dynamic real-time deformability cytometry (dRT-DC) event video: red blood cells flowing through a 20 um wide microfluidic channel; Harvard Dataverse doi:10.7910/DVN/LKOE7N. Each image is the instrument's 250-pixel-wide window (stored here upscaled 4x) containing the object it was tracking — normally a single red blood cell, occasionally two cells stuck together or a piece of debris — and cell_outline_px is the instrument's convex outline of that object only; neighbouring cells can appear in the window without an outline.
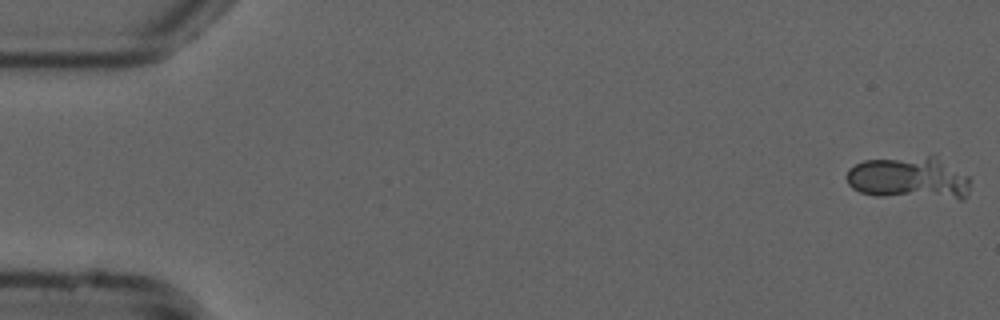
{"species": "common noctule bat (a hibernating species)", "species_latin": "Nyctalus noctula", "temperature_condition": "cold", "stored_images_in_passage": 11, "camera_frame_rate_fps": 3000, "um_per_image_px": 0.085, "animal": {"sex": "male", "forearm_length_mm": 52.5}, "frame": {"image": 1, "passage_image": 1, "time_ms": 0.0, "image_size_px": [1000, 320], "cell_outline_px": [[968, 192], [964, 200], [960, 200], [876, 196], [860, 192], [852, 188], [848, 184], [848, 168], [864, 160], [928, 156], [936, 156], [968, 176]], "centroid_in_image_um": [77.28, 15.17], "position_along_channel_um": 7.7, "area_um2": 30.98}}